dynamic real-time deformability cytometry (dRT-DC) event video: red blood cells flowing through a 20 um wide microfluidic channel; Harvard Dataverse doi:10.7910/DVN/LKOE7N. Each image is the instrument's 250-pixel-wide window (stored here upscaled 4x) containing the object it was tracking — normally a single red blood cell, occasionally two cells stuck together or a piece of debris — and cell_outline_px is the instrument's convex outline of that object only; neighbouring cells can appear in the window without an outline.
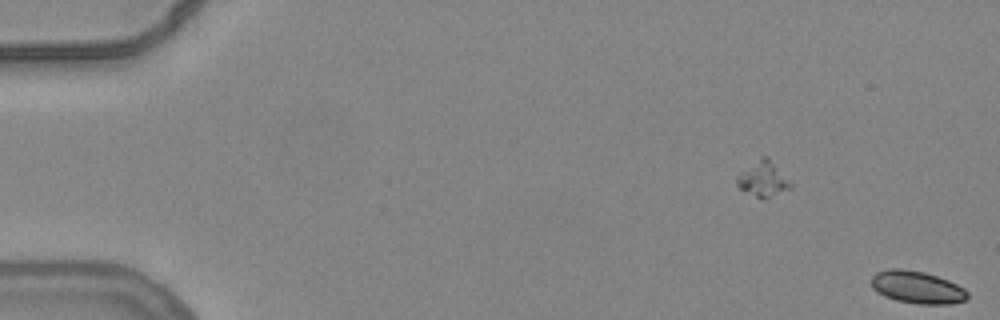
{"species": "common noctule bat (a hibernating species)", "species_latin": "Nyctalus noctula", "temperature_condition": "warm", "stored_images_in_passage": 8, "segment_of_instrument_passage": [2, 2], "camera_frame_rate_fps": 3000, "um_per_image_px": 0.085, "animal": {"sex": "female", "body_mass_g": 24.6, "forearm_length_mm": 56.2}, "frame": {"image": 1, "passage_image": 8, "time_ms": 2.333, "image_size_px": [1000, 320], "cell_outline_px": [[968, 300], [952, 304], [920, 304], [896, 300], [884, 296], [876, 292], [872, 288], [872, 276], [876, 272], [888, 268], [900, 268], [924, 272], [948, 280], [964, 288], [968, 292]], "centroid_in_image_um": [77.96, 24.42], "position_along_channel_um": 7.0, "area_um2": 18.32}}